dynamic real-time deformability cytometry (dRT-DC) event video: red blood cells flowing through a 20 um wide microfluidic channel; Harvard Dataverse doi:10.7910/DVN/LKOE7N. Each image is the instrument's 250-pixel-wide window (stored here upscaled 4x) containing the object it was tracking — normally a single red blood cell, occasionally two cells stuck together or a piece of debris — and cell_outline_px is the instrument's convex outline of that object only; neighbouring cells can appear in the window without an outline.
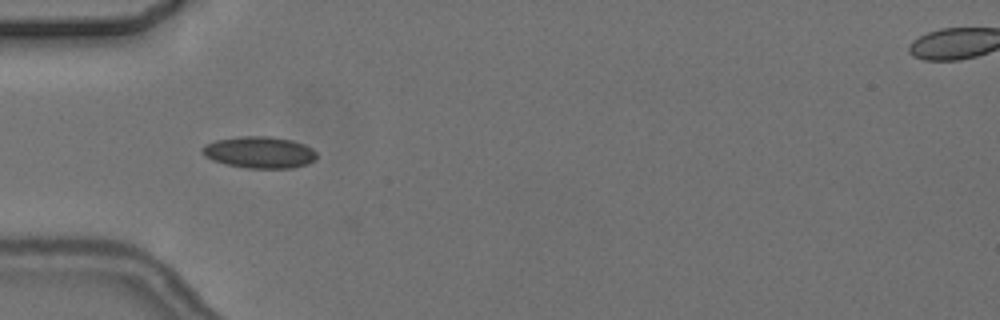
{"species": "common noctule bat (a hibernating species)", "species_latin": "Nyctalus noctula", "temperature_condition": "cold", "stored_images_in_passage": 4, "camera_frame_rate_fps": 3000, "um_per_image_px": 0.085, "animal": {"sex": "female", "body_mass_g": 24.6, "forearm_length_mm": 56.2}, "frame": {"image": 1, "passage_image": 3, "time_ms": 3.333, "image_size_px": [1000, 320], "cell_outline_px": [[316, 160], [308, 164], [292, 168], [248, 168], [224, 164], [212, 160], [204, 156], [200, 152], [200, 148], [204, 144], [216, 140], [240, 136], [272, 136], [292, 140], [304, 144], [312, 148], [316, 152]], "centroid_in_image_um": [22.03, 12.94], "position_along_channel_um": 63.0, "area_um2": 21.44}}
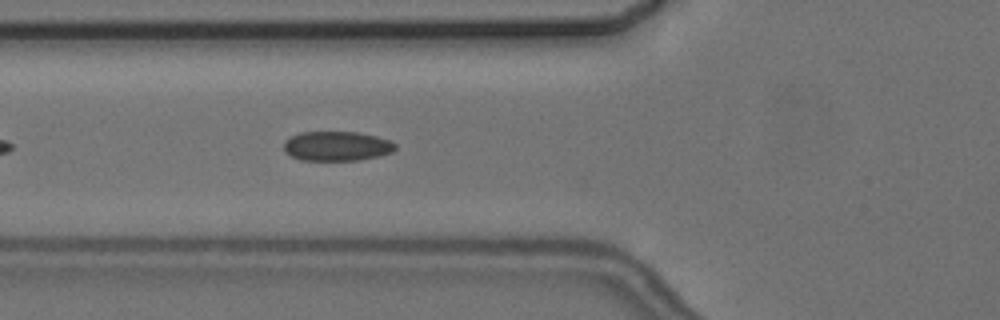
{"frame": {"image": 2, "passage_image": 4, "time_ms": 4.333, "image_size_px": [1000, 320], "cell_outline_px": [[396, 148], [392, 152], [380, 156], [360, 160], [300, 160], [284, 152], [284, 140], [300, 132], [356, 132], [376, 136], [388, 140], [396, 144]], "centroid_in_image_um": [28.62, 12.42], "position_along_channel_um": 97.2, "area_um2": 19.25}}